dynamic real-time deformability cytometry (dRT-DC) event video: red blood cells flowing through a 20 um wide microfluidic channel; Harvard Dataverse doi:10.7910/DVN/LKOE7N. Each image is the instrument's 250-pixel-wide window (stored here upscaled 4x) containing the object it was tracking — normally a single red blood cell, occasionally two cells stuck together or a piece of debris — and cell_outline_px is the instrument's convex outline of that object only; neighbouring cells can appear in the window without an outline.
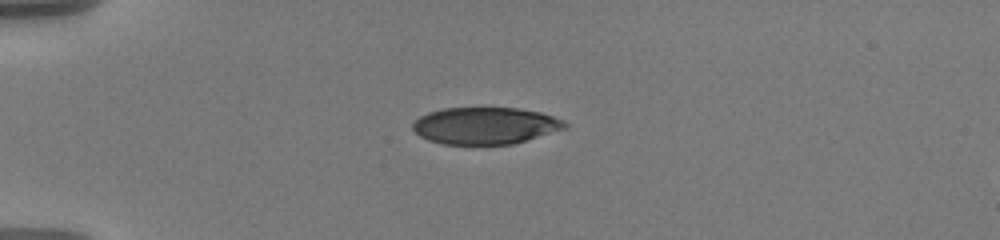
{"species": "human", "species_latin": "Homo sapiens", "temperature_condition": "warm", "stored_images_in_passage": 43, "camera_frame_rate_fps": 3000, "um_per_image_px": 0.085, "donor": {"sex": "male"}, "frame": {"image": 1, "passage_image": 1, "time_ms": 0.0, "image_size_px": [1000, 240], "cell_outline_px": [[568, 128], [512, 144], [444, 144], [428, 140], [420, 136], [412, 128], [412, 124], [420, 116], [428, 112], [444, 108], [520, 108], [540, 112], [564, 120], [568, 124]], "centroid_in_image_um": [41.26, 10.68], "position_along_channel_um": 43.7, "area_um2": 32.71}}
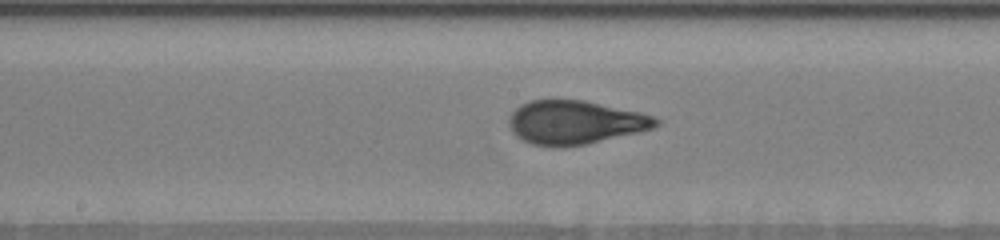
{"frame": {"image": 2, "passage_image": 17, "time_ms": 5.333, "image_size_px": [1000, 240], "cell_outline_px": [[660, 124], [652, 128], [640, 132], [584, 144], [564, 148], [552, 148], [532, 144], [516, 136], [512, 132], [508, 124], [508, 120], [512, 112], [520, 104], [532, 100], [584, 100], [640, 112], [656, 116], [660, 120]], "centroid_in_image_um": [48.88, 10.41], "position_along_channel_um": 199.3, "area_um2": 37.69}}
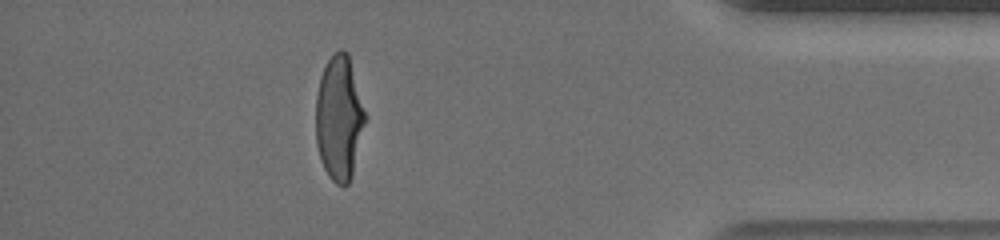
{"frame": {"image": 3, "passage_image": 37, "time_ms": 12.0, "image_size_px": [1000, 240], "cell_outline_px": [[368, 116], [352, 176], [348, 184], [344, 188], [336, 184], [328, 176], [320, 160], [316, 144], [316, 96], [320, 76], [332, 52], [340, 48], [348, 52]], "centroid_in_image_um": [28.85, 10.03], "position_along_channel_um": 406.3, "area_um2": 36.76}, "authors_computed_cell_mechanics": {"area_um2": 36.8764, "velocity_mm_per_s": 3.605, "shape_relaxation_time_tau1_ms": 6.377, "shape_relaxation_time_tau2_ms": null, "deformation_change_tau1": 0.2404, "deformation_change_tau2": null}}